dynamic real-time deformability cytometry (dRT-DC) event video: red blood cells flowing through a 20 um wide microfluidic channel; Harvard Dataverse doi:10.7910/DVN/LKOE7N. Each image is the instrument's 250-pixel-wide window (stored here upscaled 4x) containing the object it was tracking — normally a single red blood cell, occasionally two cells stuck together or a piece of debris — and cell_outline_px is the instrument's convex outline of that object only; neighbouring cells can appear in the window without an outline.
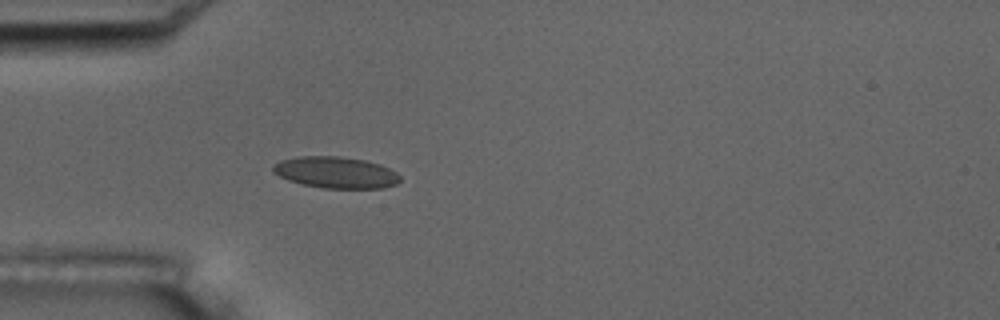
{"species": "common noctule bat (a hibernating species)", "species_latin": "Nyctalus noctula", "temperature_condition": "room temperature", "stored_images_in_passage": 3, "camera_frame_rate_fps": 3000, "um_per_image_px": 0.085, "animal": {"sex": "male", "body_mass_g": 17.5, "forearm_length_mm": 52.3}, "frame": {"image": 1, "passage_image": 3, "time_ms": 2.333, "image_size_px": [1000, 320], "cell_outline_px": [[400, 180], [396, 184], [384, 188], [324, 188], [300, 184], [288, 180], [272, 172], [272, 168], [280, 160], [300, 156], [340, 156], [364, 160], [380, 164], [396, 172], [400, 176]], "centroid_in_image_um": [28.54, 14.66], "position_along_channel_um": 56.5, "area_um2": 23.29}}